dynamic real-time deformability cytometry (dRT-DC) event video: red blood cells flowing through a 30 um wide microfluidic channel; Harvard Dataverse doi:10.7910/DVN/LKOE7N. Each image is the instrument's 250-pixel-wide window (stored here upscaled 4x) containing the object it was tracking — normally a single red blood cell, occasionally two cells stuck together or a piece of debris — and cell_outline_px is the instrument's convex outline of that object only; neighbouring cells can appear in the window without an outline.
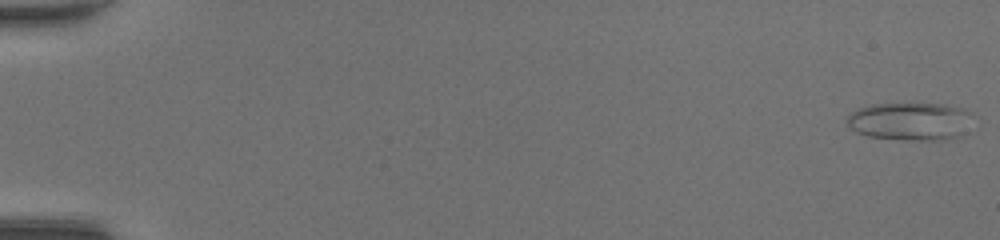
{"species": "common noctule bat (a hibernating species)", "species_latin": "Nyctalus noctula", "temperature_condition": "room temperature", "stored_images_in_passage": 49, "camera_frame_rate_fps": 3000, "um_per_image_px": 0.085, "animal": {"sex": "female", "body_mass_g": 20.0, "forearm_length_mm": 54.0}, "frame": {"image": 1, "passage_image": 1, "time_ms": 0.0, "image_size_px": [1000, 240], "cell_outline_px": [[976, 116], [960, 136], [944, 140], [908, 140], [868, 136], [856, 132], [848, 128], [844, 120], [856, 108], [872, 104], [944, 104], [964, 108], [972, 112]], "centroid_in_image_um": [77.38, 10.31], "position_along_channel_um": 7.6, "area_um2": 28.32}}
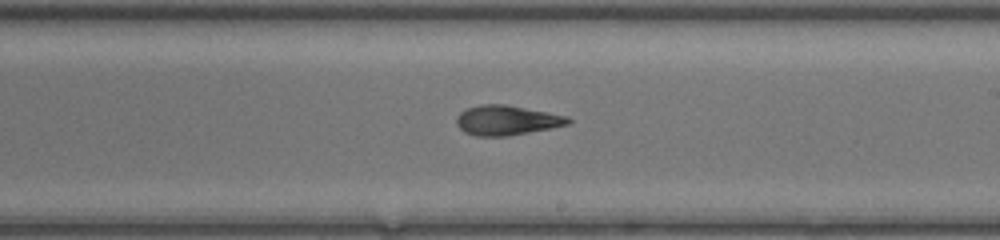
{"frame": {"image": 2, "passage_image": 30, "time_ms": 9.667, "image_size_px": [1000, 240], "cell_outline_px": [[572, 120], [568, 124], [528, 132], [504, 136], [476, 136], [464, 132], [456, 124], [456, 116], [464, 108], [480, 104], [504, 104], [568, 116]], "centroid_in_image_um": [43.0, 10.21], "position_along_channel_um": 246.0, "area_um2": 19.25}}
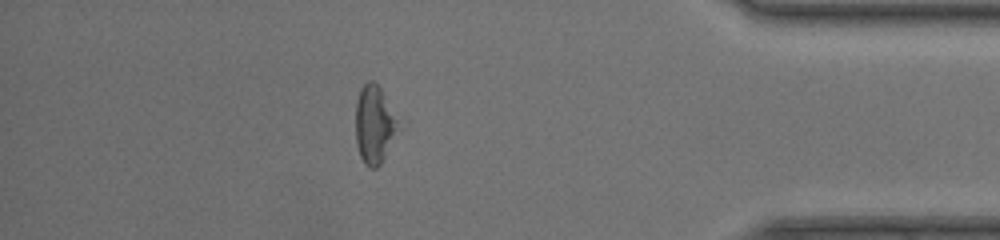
{"frame": {"image": 3, "passage_image": 43, "time_ms": 14.0, "image_size_px": [1000, 240], "cell_outline_px": [[404, 128], [380, 164], [376, 168], [368, 168], [364, 164], [360, 156], [356, 144], [356, 100], [360, 88], [368, 80], [372, 80], [380, 88]], "centroid_in_image_um": [31.88, 10.62], "position_along_channel_um": 403.3, "area_um2": 20.11}, "authors_computed_cell_mechanics": {"area_um2": 20.5768, "velocity_mm_per_s": 4.3942, "shape_relaxation_time_tau1_ms": 9.6858, "shape_relaxation_time_tau2_ms": 3.1756, "deformation_change_tau1": 0.264, "deformation_change_tau2": 0.13}}